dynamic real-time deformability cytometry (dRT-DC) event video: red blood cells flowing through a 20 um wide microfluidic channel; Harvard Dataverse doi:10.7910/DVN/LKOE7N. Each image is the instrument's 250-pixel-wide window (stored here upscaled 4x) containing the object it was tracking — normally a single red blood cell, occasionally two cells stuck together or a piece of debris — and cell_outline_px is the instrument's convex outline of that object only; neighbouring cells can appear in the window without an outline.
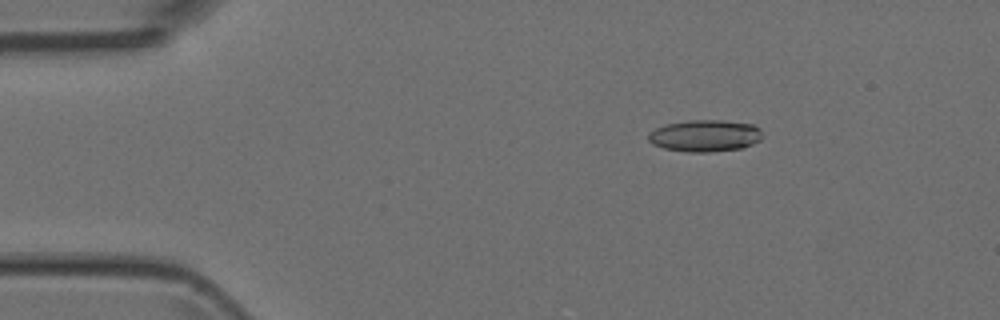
{"species": "Egyptian fruit bat (a non-hibernating species)", "species_latin": "Rousettus aegyptiacus", "temperature_condition": "room temperature", "stored_images_in_passage": 3, "camera_frame_rate_fps": 3000, "um_per_image_px": 0.085, "animal": {"sex": "female"}, "frame": {"image": 1, "passage_image": 1, "time_ms": 0.0, "image_size_px": [1000, 320], "cell_outline_px": [[764, 136], [760, 140], [744, 148], [708, 152], [688, 152], [664, 148], [652, 144], [648, 140], [648, 132], [664, 124], [688, 120], [724, 120], [752, 124], [760, 128]], "centroid_in_image_um": [59.93, 11.53], "position_along_channel_um": 25.1, "area_um2": 21.44}}
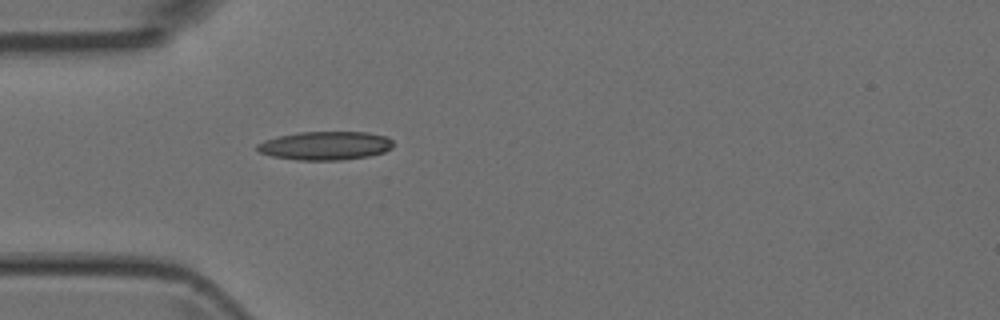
{"frame": {"image": 2, "passage_image": 3, "time_ms": 2.333, "image_size_px": [1000, 320], "cell_outline_px": [[392, 148], [384, 152], [368, 156], [340, 160], [296, 160], [272, 156], [260, 152], [256, 148], [256, 144], [264, 140], [276, 136], [300, 132], [368, 132], [388, 136], [392, 140]], "centroid_in_image_um": [27.65, 12.37], "position_along_channel_um": 57.4, "area_um2": 22.77}}